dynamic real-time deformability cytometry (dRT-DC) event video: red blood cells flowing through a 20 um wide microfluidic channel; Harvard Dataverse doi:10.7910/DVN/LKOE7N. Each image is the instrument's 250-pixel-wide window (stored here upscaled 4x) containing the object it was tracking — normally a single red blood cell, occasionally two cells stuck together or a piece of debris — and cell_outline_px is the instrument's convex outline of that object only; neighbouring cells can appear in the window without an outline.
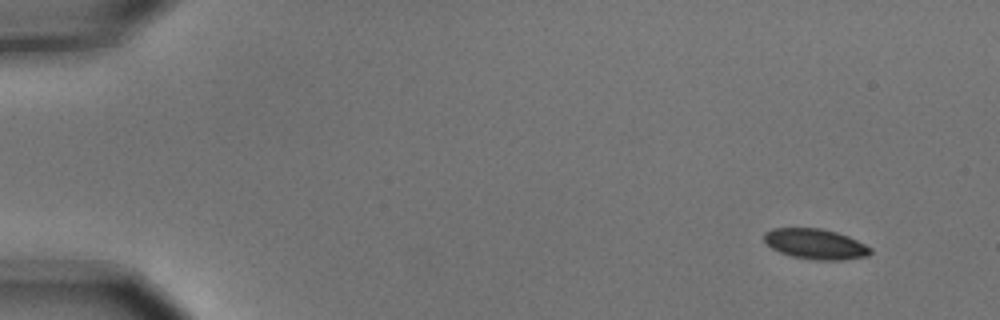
{"species": "common noctule bat (a hibernating species)", "species_latin": "Nyctalus noctula", "temperature_condition": "cold", "stored_images_in_passage": 6, "camera_frame_rate_fps": 3000, "um_per_image_px": 0.085, "animal": {"sex": "male", "body_mass_g": 15.6}, "frame": {"image": 1, "passage_image": 1, "time_ms": 0.0, "image_size_px": [1000, 320], "cell_outline_px": [[872, 252], [868, 256], [840, 260], [816, 260], [792, 256], [780, 252], [772, 248], [764, 240], [764, 232], [772, 228], [820, 228], [836, 232], [848, 236], [872, 248]], "centroid_in_image_um": [69.32, 20.74], "position_along_channel_um": 15.7, "area_um2": 18.73}}
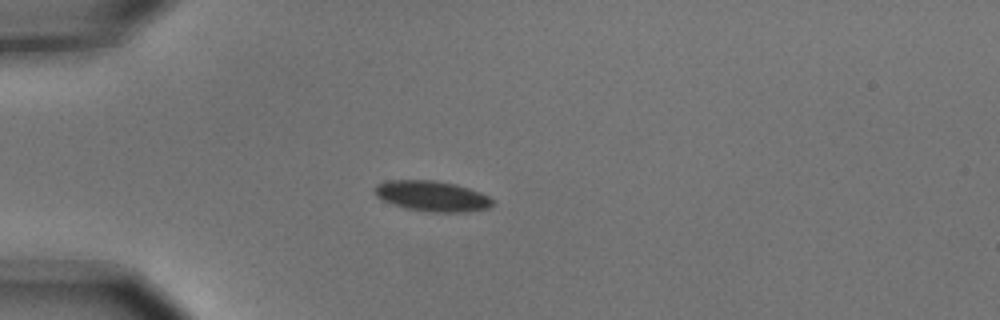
{"frame": {"image": 2, "passage_image": 4, "time_ms": 1.0, "image_size_px": [1000, 320], "cell_outline_px": [[492, 204], [488, 208], [468, 212], [432, 212], [404, 208], [384, 200], [376, 196], [372, 192], [372, 188], [376, 184], [388, 180], [432, 180], [456, 184], [480, 192], [488, 196], [492, 200]], "centroid_in_image_um": [36.68, 16.66], "position_along_channel_um": 48.3, "area_um2": 20.98}}
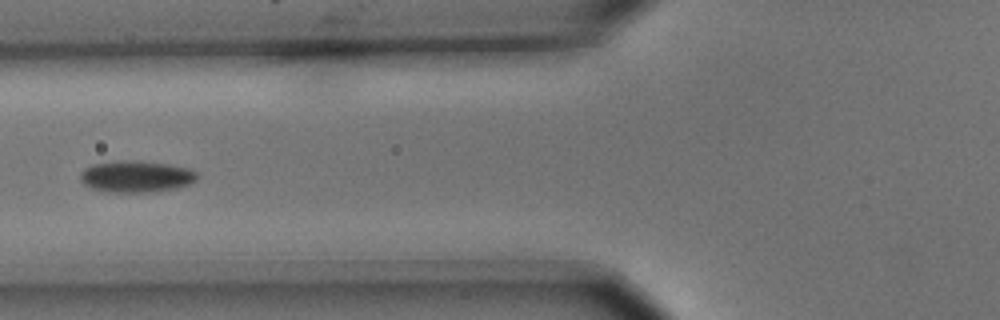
{"frame": {"image": 3, "passage_image": 6, "time_ms": 1.667, "image_size_px": [1000, 320], "cell_outline_px": [[200, 176], [192, 184], [176, 188], [156, 192], [104, 192], [92, 188], [84, 184], [80, 180], [80, 172], [84, 168], [92, 164], [164, 164], [188, 168], [196, 172]], "centroid_in_image_um": [11.62, 15.08], "position_along_channel_um": 114.2, "area_um2": 20.52}}